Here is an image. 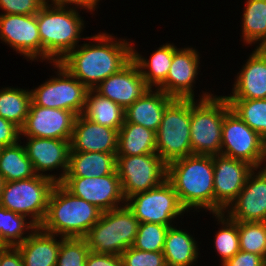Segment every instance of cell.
<instances>
[{
	"mask_svg": "<svg viewBox=\"0 0 266 266\" xmlns=\"http://www.w3.org/2000/svg\"><path fill=\"white\" fill-rule=\"evenodd\" d=\"M266 53V45L260 47Z\"/></svg>",
	"mask_w": 266,
	"mask_h": 266,
	"instance_id": "obj_47",
	"label": "cell"
},
{
	"mask_svg": "<svg viewBox=\"0 0 266 266\" xmlns=\"http://www.w3.org/2000/svg\"><path fill=\"white\" fill-rule=\"evenodd\" d=\"M4 184H5V180H4V178L0 175V196H1V193H2V190H3V187H4Z\"/></svg>",
	"mask_w": 266,
	"mask_h": 266,
	"instance_id": "obj_46",
	"label": "cell"
},
{
	"mask_svg": "<svg viewBox=\"0 0 266 266\" xmlns=\"http://www.w3.org/2000/svg\"><path fill=\"white\" fill-rule=\"evenodd\" d=\"M222 266H266V260L256 253L240 250L234 257L225 261Z\"/></svg>",
	"mask_w": 266,
	"mask_h": 266,
	"instance_id": "obj_41",
	"label": "cell"
},
{
	"mask_svg": "<svg viewBox=\"0 0 266 266\" xmlns=\"http://www.w3.org/2000/svg\"><path fill=\"white\" fill-rule=\"evenodd\" d=\"M0 39L31 61L41 57V39L36 14L1 13Z\"/></svg>",
	"mask_w": 266,
	"mask_h": 266,
	"instance_id": "obj_17",
	"label": "cell"
},
{
	"mask_svg": "<svg viewBox=\"0 0 266 266\" xmlns=\"http://www.w3.org/2000/svg\"><path fill=\"white\" fill-rule=\"evenodd\" d=\"M213 156L190 155L167 164V180L173 185L182 207L204 208L214 215Z\"/></svg>",
	"mask_w": 266,
	"mask_h": 266,
	"instance_id": "obj_2",
	"label": "cell"
},
{
	"mask_svg": "<svg viewBox=\"0 0 266 266\" xmlns=\"http://www.w3.org/2000/svg\"><path fill=\"white\" fill-rule=\"evenodd\" d=\"M120 257L123 266H167L163 252H146L132 246Z\"/></svg>",
	"mask_w": 266,
	"mask_h": 266,
	"instance_id": "obj_39",
	"label": "cell"
},
{
	"mask_svg": "<svg viewBox=\"0 0 266 266\" xmlns=\"http://www.w3.org/2000/svg\"><path fill=\"white\" fill-rule=\"evenodd\" d=\"M44 4V0H0L4 14L34 15Z\"/></svg>",
	"mask_w": 266,
	"mask_h": 266,
	"instance_id": "obj_40",
	"label": "cell"
},
{
	"mask_svg": "<svg viewBox=\"0 0 266 266\" xmlns=\"http://www.w3.org/2000/svg\"><path fill=\"white\" fill-rule=\"evenodd\" d=\"M61 240L37 227L29 237L16 246L21 253L24 266H56Z\"/></svg>",
	"mask_w": 266,
	"mask_h": 266,
	"instance_id": "obj_24",
	"label": "cell"
},
{
	"mask_svg": "<svg viewBox=\"0 0 266 266\" xmlns=\"http://www.w3.org/2000/svg\"><path fill=\"white\" fill-rule=\"evenodd\" d=\"M169 226L155 223H139L132 247L146 252H163Z\"/></svg>",
	"mask_w": 266,
	"mask_h": 266,
	"instance_id": "obj_37",
	"label": "cell"
},
{
	"mask_svg": "<svg viewBox=\"0 0 266 266\" xmlns=\"http://www.w3.org/2000/svg\"><path fill=\"white\" fill-rule=\"evenodd\" d=\"M53 64L58 68V76L31 90L32 102L41 107L69 110L76 116L82 114L89 89L60 63Z\"/></svg>",
	"mask_w": 266,
	"mask_h": 266,
	"instance_id": "obj_10",
	"label": "cell"
},
{
	"mask_svg": "<svg viewBox=\"0 0 266 266\" xmlns=\"http://www.w3.org/2000/svg\"><path fill=\"white\" fill-rule=\"evenodd\" d=\"M116 170L125 199L156 188L167 179V164L157 153L117 156Z\"/></svg>",
	"mask_w": 266,
	"mask_h": 266,
	"instance_id": "obj_12",
	"label": "cell"
},
{
	"mask_svg": "<svg viewBox=\"0 0 266 266\" xmlns=\"http://www.w3.org/2000/svg\"><path fill=\"white\" fill-rule=\"evenodd\" d=\"M233 95L227 99H266V53L261 48L249 56L245 65L238 73Z\"/></svg>",
	"mask_w": 266,
	"mask_h": 266,
	"instance_id": "obj_22",
	"label": "cell"
},
{
	"mask_svg": "<svg viewBox=\"0 0 266 266\" xmlns=\"http://www.w3.org/2000/svg\"><path fill=\"white\" fill-rule=\"evenodd\" d=\"M193 48L177 49L165 82L158 88L174 99H194L192 89L198 75L200 57Z\"/></svg>",
	"mask_w": 266,
	"mask_h": 266,
	"instance_id": "obj_20",
	"label": "cell"
},
{
	"mask_svg": "<svg viewBox=\"0 0 266 266\" xmlns=\"http://www.w3.org/2000/svg\"><path fill=\"white\" fill-rule=\"evenodd\" d=\"M0 175L5 182L28 179L36 175L24 145L17 142L0 148Z\"/></svg>",
	"mask_w": 266,
	"mask_h": 266,
	"instance_id": "obj_30",
	"label": "cell"
},
{
	"mask_svg": "<svg viewBox=\"0 0 266 266\" xmlns=\"http://www.w3.org/2000/svg\"><path fill=\"white\" fill-rule=\"evenodd\" d=\"M138 226L139 221L124 203L121 207L103 212L84 239L93 253L120 256L133 245Z\"/></svg>",
	"mask_w": 266,
	"mask_h": 266,
	"instance_id": "obj_6",
	"label": "cell"
},
{
	"mask_svg": "<svg viewBox=\"0 0 266 266\" xmlns=\"http://www.w3.org/2000/svg\"><path fill=\"white\" fill-rule=\"evenodd\" d=\"M262 168L257 174L254 171H257V168L249 173L244 188L229 205L228 210L224 211L231 220L236 222L266 221V164Z\"/></svg>",
	"mask_w": 266,
	"mask_h": 266,
	"instance_id": "obj_16",
	"label": "cell"
},
{
	"mask_svg": "<svg viewBox=\"0 0 266 266\" xmlns=\"http://www.w3.org/2000/svg\"><path fill=\"white\" fill-rule=\"evenodd\" d=\"M193 236L186 231L169 227L163 254L167 266H191L198 258V246Z\"/></svg>",
	"mask_w": 266,
	"mask_h": 266,
	"instance_id": "obj_29",
	"label": "cell"
},
{
	"mask_svg": "<svg viewBox=\"0 0 266 266\" xmlns=\"http://www.w3.org/2000/svg\"><path fill=\"white\" fill-rule=\"evenodd\" d=\"M191 99H174L164 110L156 132V151L169 162L192 155Z\"/></svg>",
	"mask_w": 266,
	"mask_h": 266,
	"instance_id": "obj_7",
	"label": "cell"
},
{
	"mask_svg": "<svg viewBox=\"0 0 266 266\" xmlns=\"http://www.w3.org/2000/svg\"><path fill=\"white\" fill-rule=\"evenodd\" d=\"M114 36L100 33L86 37L95 44L84 43L70 51L60 63L86 88L94 89L103 80L118 72L132 59V44L117 41Z\"/></svg>",
	"mask_w": 266,
	"mask_h": 266,
	"instance_id": "obj_1",
	"label": "cell"
},
{
	"mask_svg": "<svg viewBox=\"0 0 266 266\" xmlns=\"http://www.w3.org/2000/svg\"><path fill=\"white\" fill-rule=\"evenodd\" d=\"M221 155L261 168L266 161V141L229 109L222 126Z\"/></svg>",
	"mask_w": 266,
	"mask_h": 266,
	"instance_id": "obj_9",
	"label": "cell"
},
{
	"mask_svg": "<svg viewBox=\"0 0 266 266\" xmlns=\"http://www.w3.org/2000/svg\"><path fill=\"white\" fill-rule=\"evenodd\" d=\"M124 203L139 223H155L169 227L173 226L172 219L186 211L173 185L167 179L156 188L132 195Z\"/></svg>",
	"mask_w": 266,
	"mask_h": 266,
	"instance_id": "obj_11",
	"label": "cell"
},
{
	"mask_svg": "<svg viewBox=\"0 0 266 266\" xmlns=\"http://www.w3.org/2000/svg\"><path fill=\"white\" fill-rule=\"evenodd\" d=\"M0 261H1V245H0Z\"/></svg>",
	"mask_w": 266,
	"mask_h": 266,
	"instance_id": "obj_48",
	"label": "cell"
},
{
	"mask_svg": "<svg viewBox=\"0 0 266 266\" xmlns=\"http://www.w3.org/2000/svg\"><path fill=\"white\" fill-rule=\"evenodd\" d=\"M117 153L70 152L65 177H100L116 171Z\"/></svg>",
	"mask_w": 266,
	"mask_h": 266,
	"instance_id": "obj_25",
	"label": "cell"
},
{
	"mask_svg": "<svg viewBox=\"0 0 266 266\" xmlns=\"http://www.w3.org/2000/svg\"><path fill=\"white\" fill-rule=\"evenodd\" d=\"M102 213L97 206L74 196L61 183H56L40 228L63 238H84Z\"/></svg>",
	"mask_w": 266,
	"mask_h": 266,
	"instance_id": "obj_3",
	"label": "cell"
},
{
	"mask_svg": "<svg viewBox=\"0 0 266 266\" xmlns=\"http://www.w3.org/2000/svg\"><path fill=\"white\" fill-rule=\"evenodd\" d=\"M177 49L173 44L166 43L151 54L150 59L147 60L132 47V59L138 65L144 81L150 88L155 86L158 89L165 82L171 66L173 53ZM146 68L148 71H146Z\"/></svg>",
	"mask_w": 266,
	"mask_h": 266,
	"instance_id": "obj_27",
	"label": "cell"
},
{
	"mask_svg": "<svg viewBox=\"0 0 266 266\" xmlns=\"http://www.w3.org/2000/svg\"><path fill=\"white\" fill-rule=\"evenodd\" d=\"M230 109L266 141V99H227Z\"/></svg>",
	"mask_w": 266,
	"mask_h": 266,
	"instance_id": "obj_34",
	"label": "cell"
},
{
	"mask_svg": "<svg viewBox=\"0 0 266 266\" xmlns=\"http://www.w3.org/2000/svg\"><path fill=\"white\" fill-rule=\"evenodd\" d=\"M75 9L44 4L36 13L41 39L40 59L58 63L78 46L84 21Z\"/></svg>",
	"mask_w": 266,
	"mask_h": 266,
	"instance_id": "obj_4",
	"label": "cell"
},
{
	"mask_svg": "<svg viewBox=\"0 0 266 266\" xmlns=\"http://www.w3.org/2000/svg\"><path fill=\"white\" fill-rule=\"evenodd\" d=\"M90 249L84 238H64L56 266H85Z\"/></svg>",
	"mask_w": 266,
	"mask_h": 266,
	"instance_id": "obj_38",
	"label": "cell"
},
{
	"mask_svg": "<svg viewBox=\"0 0 266 266\" xmlns=\"http://www.w3.org/2000/svg\"><path fill=\"white\" fill-rule=\"evenodd\" d=\"M70 152L117 153L118 131L93 123L82 114L76 116Z\"/></svg>",
	"mask_w": 266,
	"mask_h": 266,
	"instance_id": "obj_21",
	"label": "cell"
},
{
	"mask_svg": "<svg viewBox=\"0 0 266 266\" xmlns=\"http://www.w3.org/2000/svg\"><path fill=\"white\" fill-rule=\"evenodd\" d=\"M155 91L150 88L141 98L125 109V122L142 125L157 132L164 110L174 98L159 89Z\"/></svg>",
	"mask_w": 266,
	"mask_h": 266,
	"instance_id": "obj_23",
	"label": "cell"
},
{
	"mask_svg": "<svg viewBox=\"0 0 266 266\" xmlns=\"http://www.w3.org/2000/svg\"><path fill=\"white\" fill-rule=\"evenodd\" d=\"M157 153L156 132L142 125L124 122L118 131L116 156H135Z\"/></svg>",
	"mask_w": 266,
	"mask_h": 266,
	"instance_id": "obj_26",
	"label": "cell"
},
{
	"mask_svg": "<svg viewBox=\"0 0 266 266\" xmlns=\"http://www.w3.org/2000/svg\"><path fill=\"white\" fill-rule=\"evenodd\" d=\"M150 87L144 81L136 62L131 59L118 72L103 80L94 90L124 109L141 98Z\"/></svg>",
	"mask_w": 266,
	"mask_h": 266,
	"instance_id": "obj_19",
	"label": "cell"
},
{
	"mask_svg": "<svg viewBox=\"0 0 266 266\" xmlns=\"http://www.w3.org/2000/svg\"><path fill=\"white\" fill-rule=\"evenodd\" d=\"M24 146L27 157L33 165L37 175L50 178L56 183H61L66 176L69 165L70 141L50 138L27 137ZM61 168L60 176L43 174L45 171ZM42 171V173H41Z\"/></svg>",
	"mask_w": 266,
	"mask_h": 266,
	"instance_id": "obj_18",
	"label": "cell"
},
{
	"mask_svg": "<svg viewBox=\"0 0 266 266\" xmlns=\"http://www.w3.org/2000/svg\"><path fill=\"white\" fill-rule=\"evenodd\" d=\"M243 12L242 37L247 44L266 45V0H247Z\"/></svg>",
	"mask_w": 266,
	"mask_h": 266,
	"instance_id": "obj_32",
	"label": "cell"
},
{
	"mask_svg": "<svg viewBox=\"0 0 266 266\" xmlns=\"http://www.w3.org/2000/svg\"><path fill=\"white\" fill-rule=\"evenodd\" d=\"M216 219L223 225L215 235V249L221 255L222 264L240 251L238 222L226 217L225 212L216 213Z\"/></svg>",
	"mask_w": 266,
	"mask_h": 266,
	"instance_id": "obj_35",
	"label": "cell"
},
{
	"mask_svg": "<svg viewBox=\"0 0 266 266\" xmlns=\"http://www.w3.org/2000/svg\"><path fill=\"white\" fill-rule=\"evenodd\" d=\"M0 266H24L19 250L16 247L1 245Z\"/></svg>",
	"mask_w": 266,
	"mask_h": 266,
	"instance_id": "obj_44",
	"label": "cell"
},
{
	"mask_svg": "<svg viewBox=\"0 0 266 266\" xmlns=\"http://www.w3.org/2000/svg\"><path fill=\"white\" fill-rule=\"evenodd\" d=\"M82 115L93 123L119 131L125 122V109L110 99L101 96L94 89L86 94Z\"/></svg>",
	"mask_w": 266,
	"mask_h": 266,
	"instance_id": "obj_28",
	"label": "cell"
},
{
	"mask_svg": "<svg viewBox=\"0 0 266 266\" xmlns=\"http://www.w3.org/2000/svg\"><path fill=\"white\" fill-rule=\"evenodd\" d=\"M100 0H51V3L50 5L52 6H62V7H68V4L71 5H75V8L77 6V8H85L86 10H89L92 12V10L94 11L98 5V2ZM45 4H48V0H44Z\"/></svg>",
	"mask_w": 266,
	"mask_h": 266,
	"instance_id": "obj_45",
	"label": "cell"
},
{
	"mask_svg": "<svg viewBox=\"0 0 266 266\" xmlns=\"http://www.w3.org/2000/svg\"><path fill=\"white\" fill-rule=\"evenodd\" d=\"M253 169L246 161L213 155L214 214L224 212L238 197Z\"/></svg>",
	"mask_w": 266,
	"mask_h": 266,
	"instance_id": "obj_14",
	"label": "cell"
},
{
	"mask_svg": "<svg viewBox=\"0 0 266 266\" xmlns=\"http://www.w3.org/2000/svg\"><path fill=\"white\" fill-rule=\"evenodd\" d=\"M36 228L25 216L0 206V245L16 247L29 237V234L23 236L25 231Z\"/></svg>",
	"mask_w": 266,
	"mask_h": 266,
	"instance_id": "obj_33",
	"label": "cell"
},
{
	"mask_svg": "<svg viewBox=\"0 0 266 266\" xmlns=\"http://www.w3.org/2000/svg\"><path fill=\"white\" fill-rule=\"evenodd\" d=\"M61 184L74 196L97 206L103 212L121 207L119 203L126 201L117 170L100 177H65Z\"/></svg>",
	"mask_w": 266,
	"mask_h": 266,
	"instance_id": "obj_13",
	"label": "cell"
},
{
	"mask_svg": "<svg viewBox=\"0 0 266 266\" xmlns=\"http://www.w3.org/2000/svg\"><path fill=\"white\" fill-rule=\"evenodd\" d=\"M75 119L76 115L69 110L41 107L31 102L20 135L71 141Z\"/></svg>",
	"mask_w": 266,
	"mask_h": 266,
	"instance_id": "obj_15",
	"label": "cell"
},
{
	"mask_svg": "<svg viewBox=\"0 0 266 266\" xmlns=\"http://www.w3.org/2000/svg\"><path fill=\"white\" fill-rule=\"evenodd\" d=\"M56 182L48 177H34L5 182L0 206L23 215L29 216L30 222L40 227L47 213L48 201Z\"/></svg>",
	"mask_w": 266,
	"mask_h": 266,
	"instance_id": "obj_8",
	"label": "cell"
},
{
	"mask_svg": "<svg viewBox=\"0 0 266 266\" xmlns=\"http://www.w3.org/2000/svg\"><path fill=\"white\" fill-rule=\"evenodd\" d=\"M85 266H123L121 257L115 254L90 253L87 256Z\"/></svg>",
	"mask_w": 266,
	"mask_h": 266,
	"instance_id": "obj_43",
	"label": "cell"
},
{
	"mask_svg": "<svg viewBox=\"0 0 266 266\" xmlns=\"http://www.w3.org/2000/svg\"><path fill=\"white\" fill-rule=\"evenodd\" d=\"M32 102L31 91L18 88L0 89V116L21 128Z\"/></svg>",
	"mask_w": 266,
	"mask_h": 266,
	"instance_id": "obj_31",
	"label": "cell"
},
{
	"mask_svg": "<svg viewBox=\"0 0 266 266\" xmlns=\"http://www.w3.org/2000/svg\"><path fill=\"white\" fill-rule=\"evenodd\" d=\"M20 138V128L0 116V147L16 144Z\"/></svg>",
	"mask_w": 266,
	"mask_h": 266,
	"instance_id": "obj_42",
	"label": "cell"
},
{
	"mask_svg": "<svg viewBox=\"0 0 266 266\" xmlns=\"http://www.w3.org/2000/svg\"><path fill=\"white\" fill-rule=\"evenodd\" d=\"M229 109L225 96L203 93L198 104L195 99H191L192 155L221 154L222 126L224 115Z\"/></svg>",
	"mask_w": 266,
	"mask_h": 266,
	"instance_id": "obj_5",
	"label": "cell"
},
{
	"mask_svg": "<svg viewBox=\"0 0 266 266\" xmlns=\"http://www.w3.org/2000/svg\"><path fill=\"white\" fill-rule=\"evenodd\" d=\"M240 250L256 253L266 260L265 222H238Z\"/></svg>",
	"mask_w": 266,
	"mask_h": 266,
	"instance_id": "obj_36",
	"label": "cell"
}]
</instances>
